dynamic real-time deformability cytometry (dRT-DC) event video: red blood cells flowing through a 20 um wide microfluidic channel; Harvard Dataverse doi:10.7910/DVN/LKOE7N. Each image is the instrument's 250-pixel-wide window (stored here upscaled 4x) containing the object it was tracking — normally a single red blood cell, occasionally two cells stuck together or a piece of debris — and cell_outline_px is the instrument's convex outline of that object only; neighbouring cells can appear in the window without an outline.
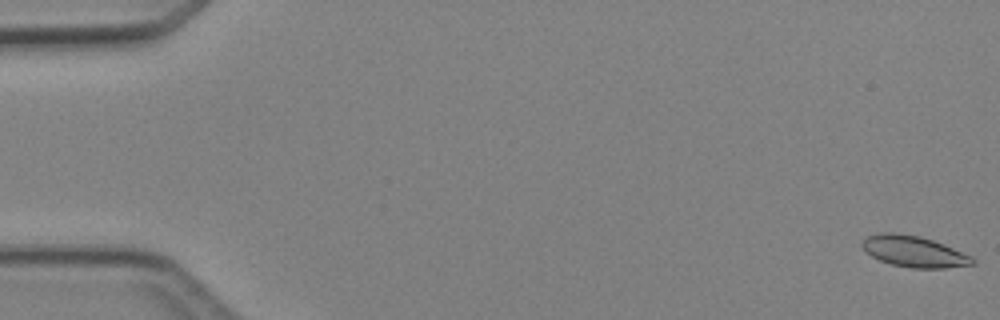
{"species": "Egyptian fruit bat (a non-hibernating species)", "species_latin": "Rousettus aegyptiacus", "temperature_condition": "cold", "stored_images_in_passage": 5, "camera_frame_rate_fps": 3000, "um_per_image_px": 0.085, "animal": {"sex": "female"}, "frame": {"image": 1, "passage_image": 1, "time_ms": 0.0, "image_size_px": [1000, 320], "cell_outline_px": [[976, 264], [944, 268], [912, 268], [892, 264], [880, 260], [872, 256], [860, 244], [868, 236], [880, 232], [896, 232], [920, 236], [944, 244], [972, 256], [976, 260]], "centroid_in_image_um": [77.72, 21.37], "position_along_channel_um": 7.3, "area_um2": 20.0}}
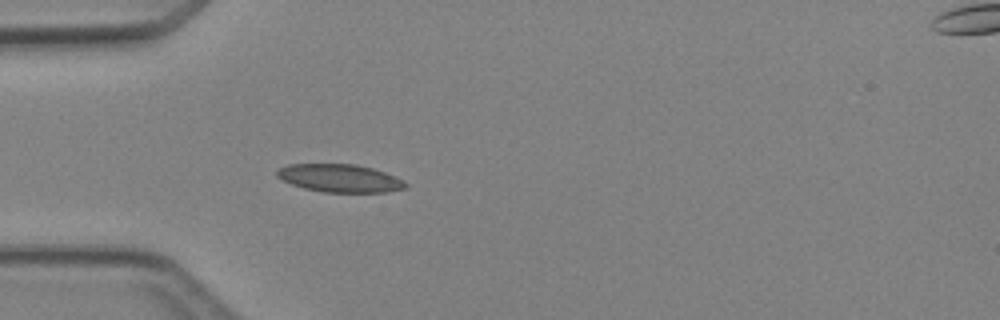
{"frame": {"image": 2, "passage_image": 5, "time_ms": 4.667, "image_size_px": [1000, 320], "cell_outline_px": [[408, 188], [388, 192], [324, 192], [304, 188], [292, 184], [276, 176], [276, 172], [280, 168], [288, 164], [356, 164], [372, 168], [384, 172], [404, 180], [408, 184]], "centroid_in_image_um": [28.93, 15.15], "position_along_channel_um": 56.1, "area_um2": 20.92}}